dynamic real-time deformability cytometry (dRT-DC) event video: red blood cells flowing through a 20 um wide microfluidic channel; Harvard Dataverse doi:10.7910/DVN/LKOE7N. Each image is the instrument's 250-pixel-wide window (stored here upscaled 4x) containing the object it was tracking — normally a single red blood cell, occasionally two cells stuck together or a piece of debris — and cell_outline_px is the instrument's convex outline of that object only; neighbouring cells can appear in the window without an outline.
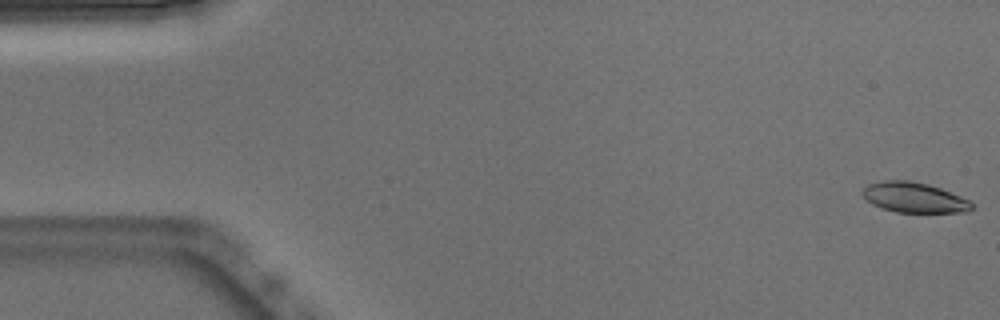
{"species": "Egyptian fruit bat (a non-hibernating species)", "species_latin": "Rousettus aegyptiacus", "temperature_condition": "warm", "stored_images_in_passage": 16, "camera_frame_rate_fps": 3000, "um_per_image_px": 0.085, "animal": {"sex": "male"}, "frame": {"image": 1, "passage_image": 1, "time_ms": 0.0, "image_size_px": [1000, 320], "cell_outline_px": [[972, 208], [968, 212], [896, 212], [880, 208], [872, 204], [864, 196], [864, 188], [868, 184], [884, 180], [908, 180], [928, 184], [940, 188], [960, 196], [968, 200], [972, 204]], "centroid_in_image_um": [77.7, 16.79], "position_along_channel_um": 7.3, "area_um2": 19.02}}
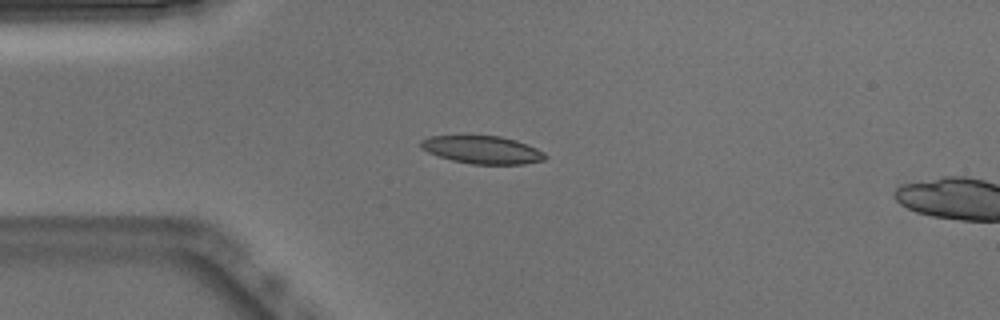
{"frame": {"image": 2, "passage_image": 13, "time_ms": 4.0, "image_size_px": [1000, 320], "cell_outline_px": [[548, 156], [544, 160], [524, 164], [472, 164], [452, 160], [428, 152], [420, 148], [420, 140], [428, 136], [500, 136], [516, 140], [536, 148], [544, 152]], "centroid_in_image_um": [41.0, 12.73], "position_along_channel_um": 44.0, "area_um2": 20.11}}